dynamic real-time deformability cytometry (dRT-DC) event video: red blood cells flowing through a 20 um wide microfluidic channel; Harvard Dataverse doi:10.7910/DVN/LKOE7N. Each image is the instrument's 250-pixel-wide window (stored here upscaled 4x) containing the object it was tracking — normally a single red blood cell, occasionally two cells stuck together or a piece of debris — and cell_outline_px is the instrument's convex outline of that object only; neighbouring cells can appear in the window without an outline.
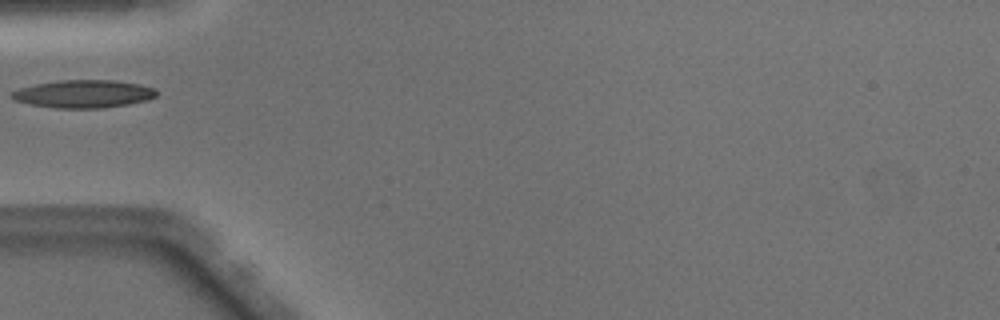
{"species": "Egyptian fruit bat (a non-hibernating species)", "species_latin": "Rousettus aegyptiacus", "temperature_condition": "warm", "stored_images_in_passage": 33, "camera_frame_rate_fps": 3000, "um_per_image_px": 0.085, "animal": {"sex": "male"}, "frame": {"image": 1, "passage_image": 1, "time_ms": 0.0, "image_size_px": [1000, 320], "cell_outline_px": [[156, 96], [148, 100], [128, 104], [104, 108], [56, 108], [28, 104], [16, 100], [12, 96], [12, 92], [20, 88], [36, 84], [60, 80], [112, 80], [140, 84], [152, 88], [156, 92]], "centroid_in_image_um": [7.11, 7.98], "position_along_channel_um": 77.9, "area_um2": 23.29}}
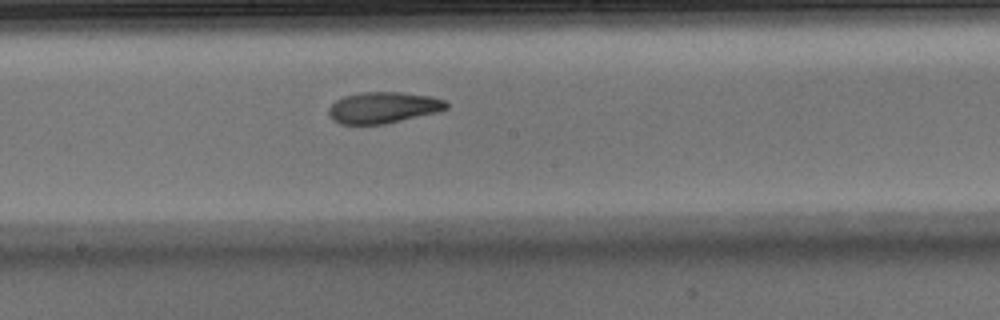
{"frame": {"image": 2, "passage_image": 11, "time_ms": 3.333, "image_size_px": [1000, 320], "cell_outline_px": [[448, 108], [440, 112], [384, 124], [340, 124], [332, 120], [328, 116], [328, 108], [336, 100], [344, 96], [360, 92], [400, 92], [432, 96], [444, 100], [448, 104]], "centroid_in_image_um": [32.57, 9.14], "position_along_channel_um": 215.6, "area_um2": 21.68}}
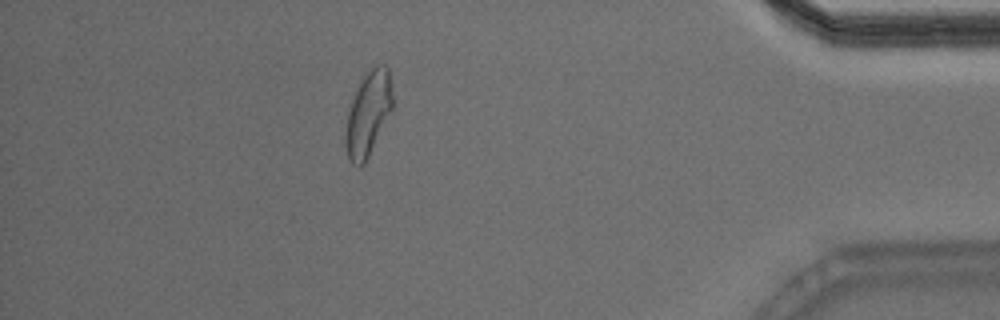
{"frame": {"image": 3, "passage_image": 28, "time_ms": 9.0, "image_size_px": [1000, 320], "cell_outline_px": [[392, 108], [364, 164], [352, 164], [348, 160], [344, 144], [344, 136], [348, 112], [356, 88], [360, 80], [376, 64], [384, 64], [388, 68], [392, 96]], "centroid_in_image_um": [31.26, 9.66], "position_along_channel_um": 403.9, "area_um2": 22.72}}